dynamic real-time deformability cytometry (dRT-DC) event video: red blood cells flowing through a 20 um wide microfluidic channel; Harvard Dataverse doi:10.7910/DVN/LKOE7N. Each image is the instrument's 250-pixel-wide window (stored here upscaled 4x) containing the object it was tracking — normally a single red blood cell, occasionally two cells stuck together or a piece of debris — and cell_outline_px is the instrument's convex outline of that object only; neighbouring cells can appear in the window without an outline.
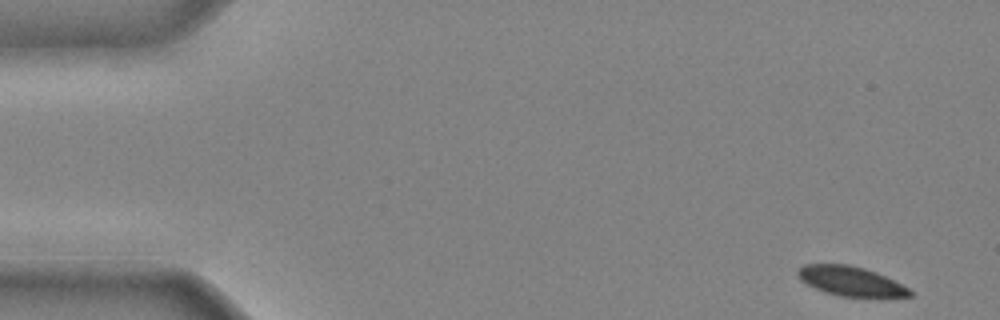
{"species": "common noctule bat (a hibernating species)", "species_latin": "Nyctalus noctula", "temperature_condition": "cold", "stored_images_in_passage": 42, "camera_frame_rate_fps": 3000, "um_per_image_px": 0.085, "animal": {"sex": "male", "body_mass_g": 20.4}, "frame": {"image": 1, "passage_image": 1, "time_ms": 0.0, "image_size_px": [1000, 320], "cell_outline_px": [[912, 296], [840, 296], [824, 292], [800, 280], [796, 272], [804, 264], [848, 264], [864, 268], [876, 272], [908, 288], [912, 292]], "centroid_in_image_um": [72.25, 23.88], "position_along_channel_um": 12.7, "area_um2": 18.84}}
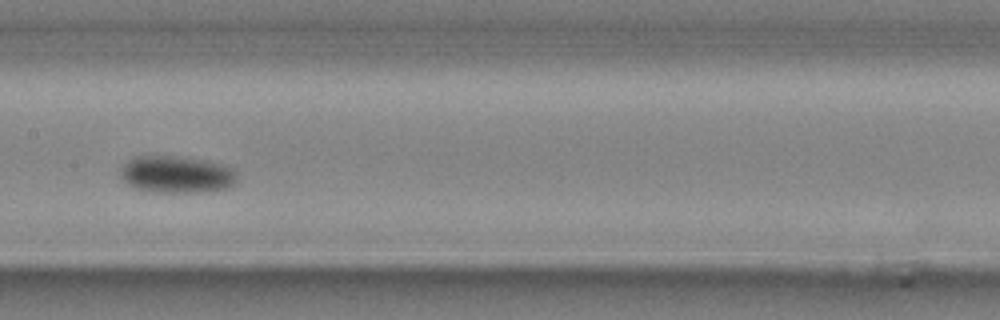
{"frame": {"image": 2, "passage_image": 21, "time_ms": 6.667, "image_size_px": [1000, 320], "cell_outline_px": [[236, 184], [228, 188], [204, 192], [156, 192], [132, 188], [120, 176], [120, 168], [132, 156], [180, 156], [208, 160], [228, 164], [236, 168]], "centroid_in_image_um": [15.06, 14.81], "position_along_channel_um": 192.3, "area_um2": 25.89}}
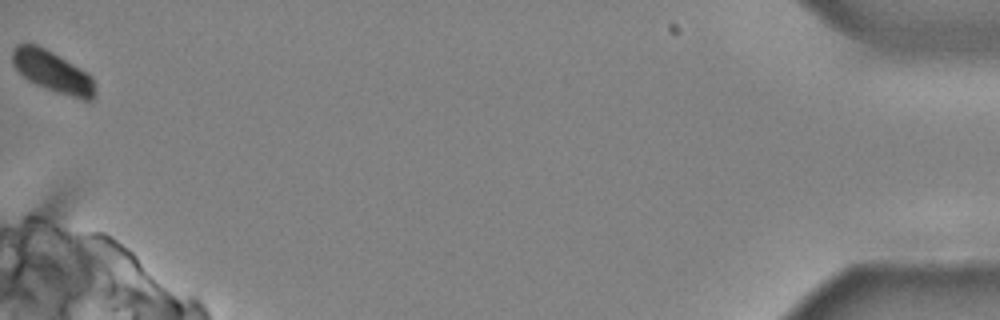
{"frame": {"image": 3, "passage_image": 42, "time_ms": 13.667, "image_size_px": [1000, 320], "cell_outline_px": [[96, 92], [92, 100], [84, 100], [56, 92], [44, 88], [28, 80], [12, 64], [12, 48], [16, 44], [36, 44], [52, 52], [88, 72], [92, 76]], "centroid_in_image_um": [4.48, 6.09], "position_along_channel_um": 430.7, "area_um2": 19.88}}